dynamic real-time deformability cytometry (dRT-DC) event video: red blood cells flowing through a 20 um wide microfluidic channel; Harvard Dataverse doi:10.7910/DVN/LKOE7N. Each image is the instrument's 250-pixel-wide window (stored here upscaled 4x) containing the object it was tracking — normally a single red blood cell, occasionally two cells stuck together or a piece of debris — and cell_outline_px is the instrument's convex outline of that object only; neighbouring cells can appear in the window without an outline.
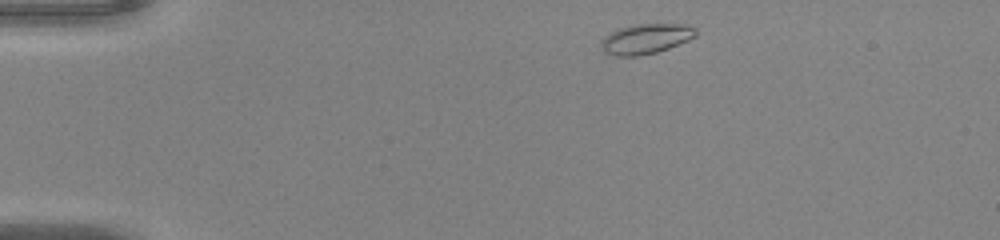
{"species": "common noctule bat (a hibernating species)", "species_latin": "Nyctalus noctula", "temperature_condition": "warm", "stored_images_in_passage": 42, "camera_frame_rate_fps": 3000, "um_per_image_px": 0.085, "animal": {"sex": "male", "body_mass_g": 20.0, "forearm_length_mm": 53.3}, "frame": {"image": 1, "passage_image": 1, "time_ms": 0.0, "image_size_px": [1000, 240], "cell_outline_px": [[696, 36], [688, 40], [668, 48], [656, 52], [636, 56], [616, 56], [604, 52], [600, 48], [600, 40], [604, 36], [620, 28], [636, 24], [684, 24], [696, 28]], "centroid_in_image_um": [54.86, 3.3], "position_along_channel_um": 30.1, "area_um2": 16.53}}
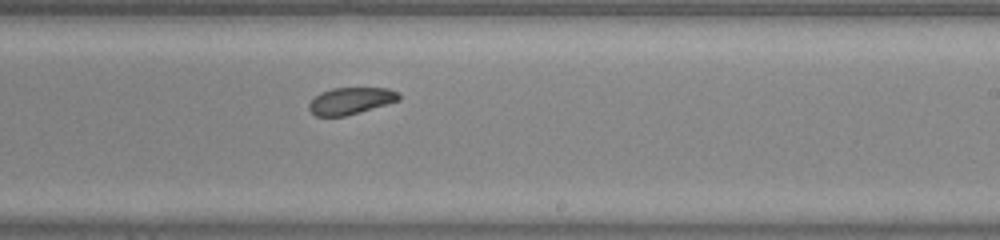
{"frame": {"image": 2, "passage_image": 23, "time_ms": 7.333, "image_size_px": [1000, 240], "cell_outline_px": [[400, 100], [388, 104], [344, 116], [316, 116], [308, 108], [308, 104], [320, 92], [332, 88], [388, 88], [400, 92]], "centroid_in_image_um": [29.84, 8.56], "position_along_channel_um": 259.2, "area_um2": 14.05}}
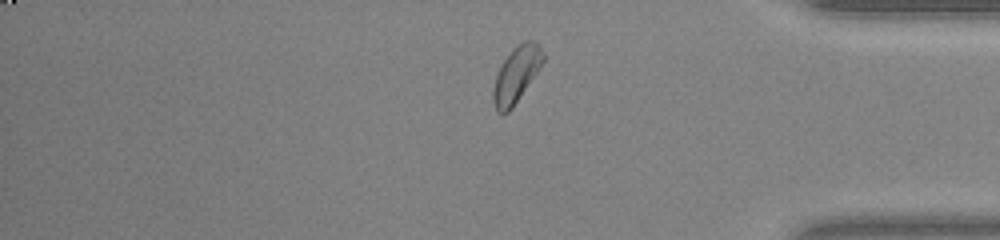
{"frame": {"image": 3, "passage_image": 34, "time_ms": 11.0, "image_size_px": [1000, 240], "cell_outline_px": [[544, 60], [512, 108], [508, 112], [496, 112], [492, 100], [492, 92], [496, 76], [504, 60], [512, 48], [516, 44], [524, 40], [532, 40], [544, 52]], "centroid_in_image_um": [43.86, 6.32], "position_along_channel_um": 391.3, "area_um2": 15.84}, "authors_computed_cell_mechanics": {"area_um2": 15.4037, "velocity_mm_per_s": 4.0857, "shape_relaxation_time_tau1_ms": 2.9286, "shape_relaxation_time_tau2_ms": 4.0046, "deformation_change_tau1": 0.0881, "deformation_change_tau2": 0.0775}}